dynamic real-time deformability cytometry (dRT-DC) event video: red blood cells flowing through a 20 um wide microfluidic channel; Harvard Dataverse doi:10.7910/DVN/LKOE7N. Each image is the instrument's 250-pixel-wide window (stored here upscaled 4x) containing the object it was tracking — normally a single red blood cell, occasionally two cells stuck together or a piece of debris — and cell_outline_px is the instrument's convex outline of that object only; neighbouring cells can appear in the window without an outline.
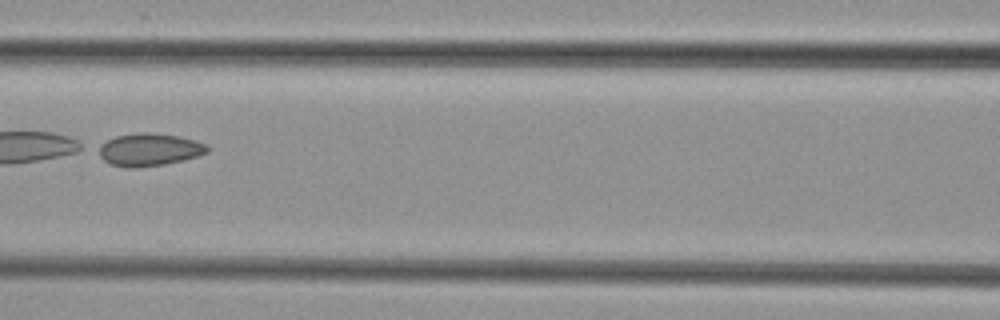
{"species": "common noctule bat (a hibernating species)", "species_latin": "Nyctalus noctula", "temperature_condition": "cold", "stored_images_in_passage": 3, "camera_frame_rate_fps": 3000, "um_per_image_px": 0.085, "animal": {"sex": "female", "body_mass_g": 29.2, "forearm_length_mm": 56.3}, "frame": {"image": 1, "passage_image": 3, "time_ms": 2.333, "image_size_px": [1000, 320], "cell_outline_px": [[208, 152], [184, 160], [164, 164], [136, 168], [128, 168], [112, 164], [104, 160], [92, 148], [116, 136], [140, 132], [148, 132], [180, 136], [196, 140], [208, 144]], "centroid_in_image_um": [12.65, 12.71], "position_along_channel_um": 153.9, "area_um2": 20.92}}